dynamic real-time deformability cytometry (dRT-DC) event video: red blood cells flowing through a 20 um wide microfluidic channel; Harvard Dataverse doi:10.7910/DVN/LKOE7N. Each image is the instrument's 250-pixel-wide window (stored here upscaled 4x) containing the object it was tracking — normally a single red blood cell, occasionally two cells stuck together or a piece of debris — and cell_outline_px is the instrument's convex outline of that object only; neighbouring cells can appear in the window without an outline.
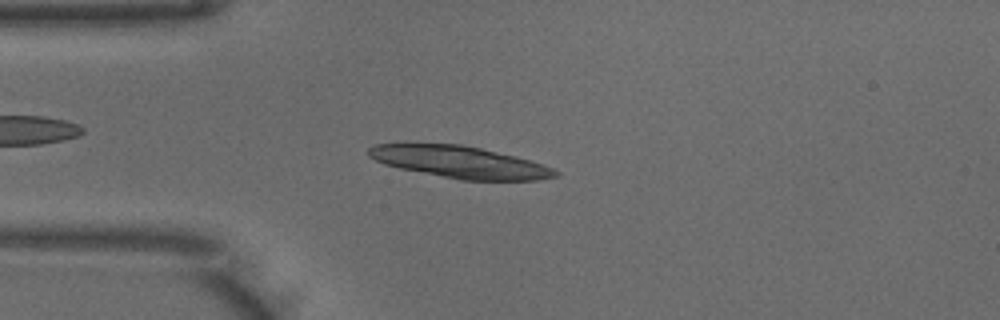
{"species": "common noctule bat (a hibernating species)", "species_latin": "Nyctalus noctula", "temperature_condition": "warm", "stored_images_in_passage": 48, "camera_frame_rate_fps": 3000, "um_per_image_px": 0.085, "animal": {"sex": "male", "body_mass_g": 18.8}, "frame": {"image": 1, "passage_image": 11, "time_ms": 3.333, "image_size_px": [1000, 320], "cell_outline_px": [[560, 176], [536, 180], [460, 180], [400, 168], [384, 164], [368, 156], [368, 148], [372, 144], [404, 140], [460, 144], [480, 148], [516, 156], [552, 168], [560, 172]], "centroid_in_image_um": [38.94, 13.72], "position_along_channel_um": 46.1, "area_um2": 35.72}}